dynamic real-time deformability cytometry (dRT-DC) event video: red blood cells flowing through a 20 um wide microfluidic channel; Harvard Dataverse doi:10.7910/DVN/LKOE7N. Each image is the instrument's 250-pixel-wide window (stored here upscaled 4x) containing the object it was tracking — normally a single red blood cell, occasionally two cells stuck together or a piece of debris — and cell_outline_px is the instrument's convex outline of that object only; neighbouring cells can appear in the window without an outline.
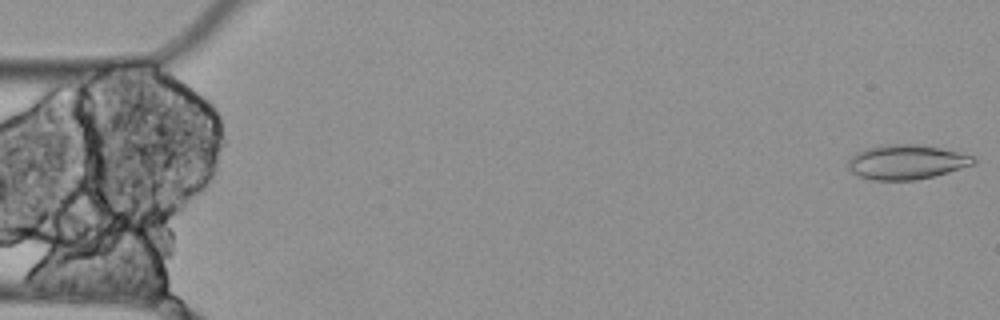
{"species": "Egyptian fruit bat (a non-hibernating species)", "species_latin": "Rousettus aegyptiacus", "temperature_condition": "cold", "stored_images_in_passage": 4, "camera_frame_rate_fps": 3000, "um_per_image_px": 0.085, "animal": {"sex": "female"}, "frame": {"image": 1, "passage_image": 1, "time_ms": 0.0, "image_size_px": [1000, 320], "cell_outline_px": [[976, 164], [948, 172], [916, 180], [872, 180], [860, 176], [852, 172], [848, 168], [848, 160], [856, 152], [880, 144], [912, 144], [940, 148], [976, 156]], "centroid_in_image_um": [77.06, 13.77], "position_along_channel_um": 7.9, "area_um2": 25.26}}
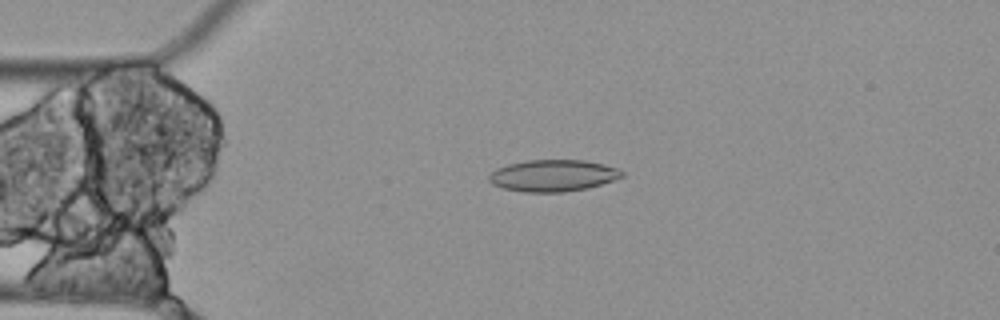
{"frame": {"image": 2, "passage_image": 4, "time_ms": 1.0, "image_size_px": [1000, 320], "cell_outline_px": [[624, 176], [588, 188], [564, 192], [524, 192], [504, 188], [492, 184], [488, 180], [488, 176], [496, 168], [508, 164], [524, 160], [584, 160], [604, 164], [616, 168], [624, 172]], "centroid_in_image_um": [46.98, 14.92], "position_along_channel_um": 38.0, "area_um2": 24.57}}